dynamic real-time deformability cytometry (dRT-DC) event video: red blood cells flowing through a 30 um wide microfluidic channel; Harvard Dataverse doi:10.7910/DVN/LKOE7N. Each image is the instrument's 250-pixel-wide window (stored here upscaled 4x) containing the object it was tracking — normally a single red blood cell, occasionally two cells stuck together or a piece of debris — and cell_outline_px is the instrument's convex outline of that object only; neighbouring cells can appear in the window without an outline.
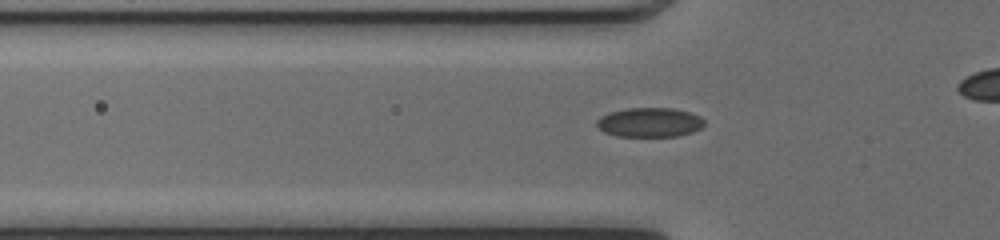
{"species": "common noctule bat (a hibernating species)", "species_latin": "Nyctalus noctula", "temperature_condition": "cold", "stored_images_in_passage": 34, "camera_frame_rate_fps": 3000, "um_per_image_px": 0.085, "animal": {"sex": "female", "body_mass_g": 17.0, "forearm_length_mm": 48.0}, "frame": {"image": 1, "passage_image": 10, "time_ms": 3.0, "image_size_px": [1000, 240], "cell_outline_px": [[704, 124], [700, 128], [692, 132], [680, 136], [616, 136], [604, 132], [596, 124], [596, 120], [600, 116], [612, 112], [628, 108], [672, 108], [688, 112], [700, 116], [704, 120]], "centroid_in_image_um": [55.22, 10.4], "position_along_channel_um": 70.6, "area_um2": 18.32}}
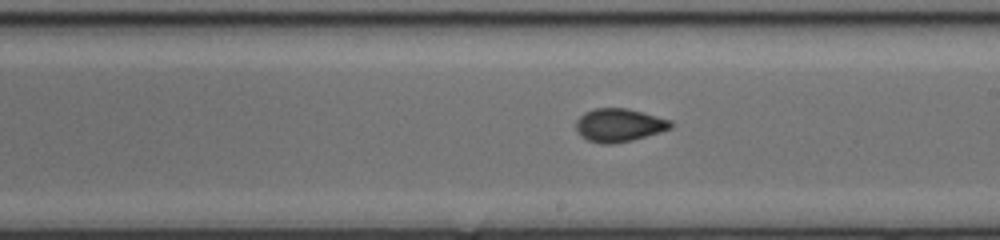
{"frame": {"image": 2, "passage_image": 22, "time_ms": 7.0, "image_size_px": [1000, 240], "cell_outline_px": [[672, 128], [660, 132], [632, 140], [612, 144], [604, 144], [588, 140], [580, 136], [576, 132], [576, 120], [584, 112], [596, 108], [628, 108], [672, 120]], "centroid_in_image_um": [52.61, 10.63], "position_along_channel_um": 236.4, "area_um2": 18.44}}
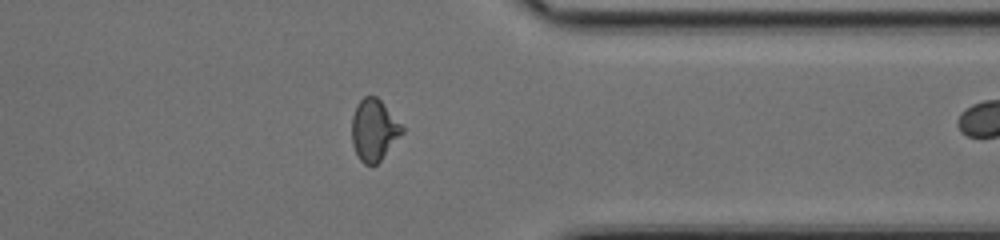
{"frame": {"image": 3, "passage_image": 33, "time_ms": 10.667, "image_size_px": [1000, 240], "cell_outline_px": [[404, 132], [380, 160], [376, 164], [364, 164], [360, 160], [352, 144], [352, 116], [356, 104], [364, 96], [376, 96], [380, 100], [404, 128]], "centroid_in_image_um": [31.77, 11.04], "position_along_channel_um": 379.6, "area_um2": 17.8}}